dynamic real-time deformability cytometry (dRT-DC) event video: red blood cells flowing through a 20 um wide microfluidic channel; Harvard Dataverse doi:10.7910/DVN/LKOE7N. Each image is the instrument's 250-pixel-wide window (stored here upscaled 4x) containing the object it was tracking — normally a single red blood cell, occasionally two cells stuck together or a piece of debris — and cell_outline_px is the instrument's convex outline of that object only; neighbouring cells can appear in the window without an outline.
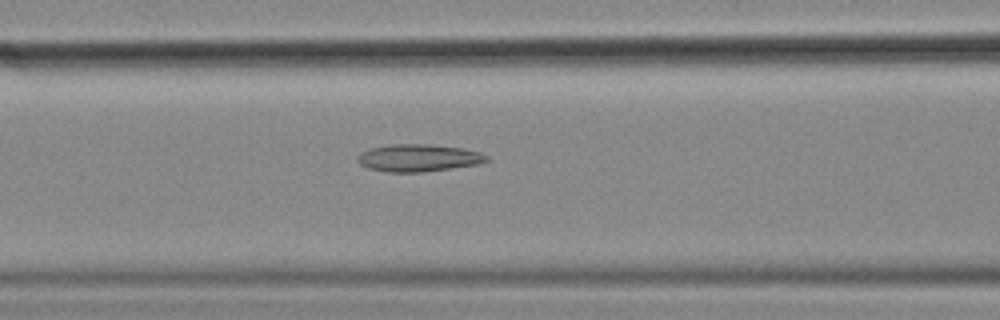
{"species": "common noctule bat (a hibernating species)", "species_latin": "Nyctalus noctula", "temperature_condition": "cold", "stored_images_in_passage": 42, "camera_frame_rate_fps": 3000, "um_per_image_px": 0.085, "animal": {"sex": "female", "body_mass_g": 18.4}, "frame": {"image": 1, "passage_image": 8, "time_ms": 2.333, "image_size_px": [1000, 320], "cell_outline_px": [[488, 160], [480, 164], [452, 168], [420, 172], [388, 172], [368, 168], [360, 164], [356, 160], [356, 156], [360, 152], [372, 148], [388, 144], [428, 144], [464, 148], [480, 152], [488, 156]], "centroid_in_image_um": [35.56, 13.41], "position_along_channel_um": 131.0, "area_um2": 20.69}}
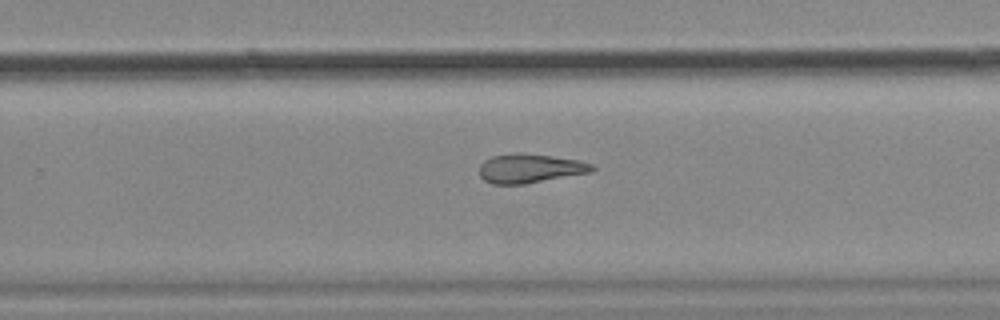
{"frame": {"image": 2, "passage_image": 21, "time_ms": 6.667, "image_size_px": [1000, 320], "cell_outline_px": [[596, 168], [592, 172], [524, 184], [492, 184], [484, 180], [480, 176], [480, 164], [484, 160], [492, 156], [552, 156], [580, 160], [592, 164]], "centroid_in_image_um": [45.09, 14.36], "position_along_channel_um": 284.7, "area_um2": 18.32}}
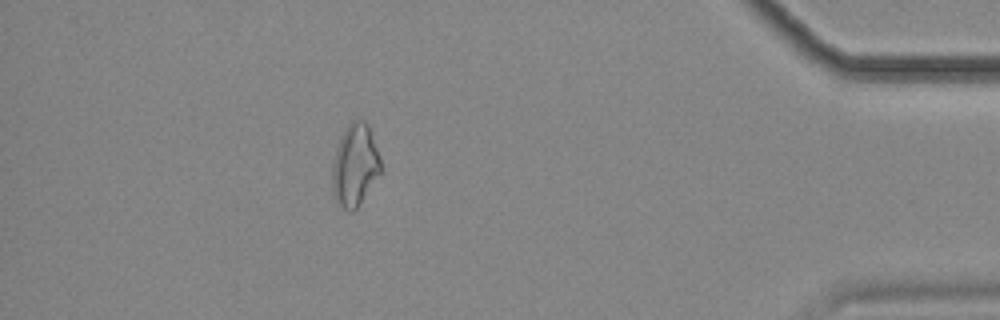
{"frame": {"image": 3, "passage_image": 35, "time_ms": 11.333, "image_size_px": [1000, 320], "cell_outline_px": [[380, 172], [356, 208], [352, 212], [348, 212], [340, 204], [332, 188], [332, 164], [336, 148], [344, 128], [352, 120], [364, 120], [368, 128], [376, 148], [380, 160]], "centroid_in_image_um": [30.13, 14.02], "position_along_channel_um": 405.1, "area_um2": 22.43}, "authors_computed_cell_mechanics": {"area_um2": 19.9988, "velocity_mm_per_s": 3.5601, "shape_relaxation_time_tau1_ms": null, "shape_relaxation_time_tau2_ms": 5.281, "deformation_change_tau1": null, "deformation_change_tau2": 0.1442}}